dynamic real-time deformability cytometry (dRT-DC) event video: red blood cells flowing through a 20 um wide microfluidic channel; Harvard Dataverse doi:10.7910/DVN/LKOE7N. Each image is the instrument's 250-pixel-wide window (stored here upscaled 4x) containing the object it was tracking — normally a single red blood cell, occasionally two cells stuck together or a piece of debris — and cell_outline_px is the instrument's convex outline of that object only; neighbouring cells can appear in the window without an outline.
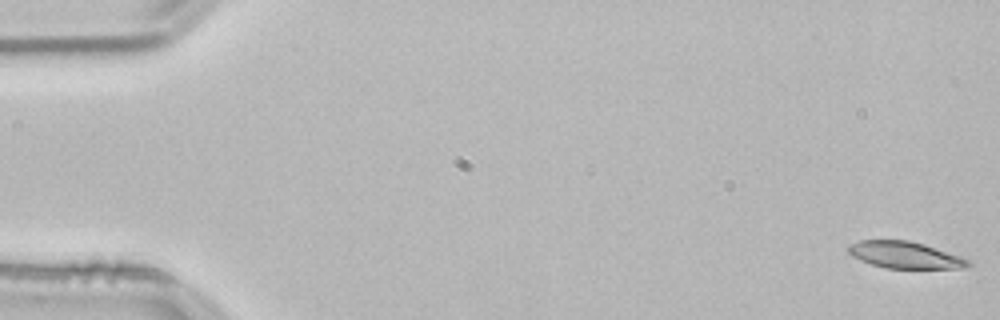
{"species": "common noctule bat (a hibernating species)", "species_latin": "Nyctalus noctula", "temperature_condition": "room temperature", "stored_images_in_passage": 54, "camera_frame_rate_fps": 3000, "um_per_image_px": 0.085, "animal": {"sex": "male", "body_mass_g": 21.5, "forearm_length_mm": 52.0}, "frame": {"image": 1, "passage_image": 1, "time_ms": 0.0, "image_size_px": [1000, 320], "cell_outline_px": [[972, 264], [968, 268], [884, 268], [860, 260], [852, 256], [848, 252], [848, 244], [860, 240], [908, 240], [924, 244], [972, 260]], "centroid_in_image_um": [76.94, 21.67], "position_along_channel_um": 8.1, "area_um2": 18.79}}
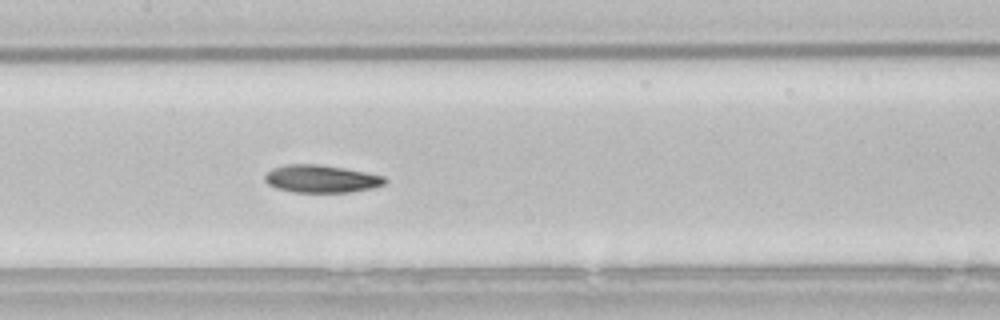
{"frame": {"image": 2, "passage_image": 26, "time_ms": 8.333, "image_size_px": [1000, 320], "cell_outline_px": [[388, 180], [384, 184], [372, 188], [352, 192], [292, 192], [276, 188], [268, 184], [264, 180], [264, 176], [272, 168], [284, 164], [320, 164], [344, 168], [384, 176]], "centroid_in_image_um": [27.28, 15.2], "position_along_channel_um": 180.1, "area_um2": 19.42}}
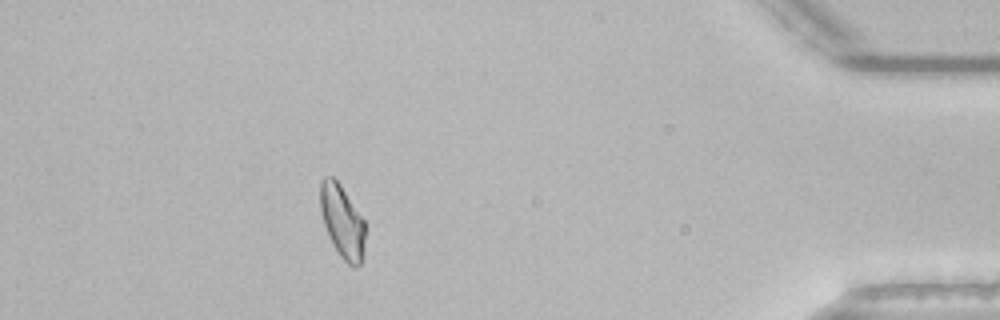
{"frame": {"image": 3, "passage_image": 48, "time_ms": 15.667, "image_size_px": [1000, 320], "cell_outline_px": [[364, 256], [360, 264], [356, 268], [352, 268], [340, 256], [332, 244], [328, 236], [324, 224], [320, 208], [320, 180], [324, 176], [332, 176], [340, 184], [364, 220]], "centroid_in_image_um": [29.08, 18.85], "position_along_channel_um": 406.1, "area_um2": 19.19}, "authors_computed_cell_mechanics": {"area_um2": 19.4497, "velocity_mm_per_s": 3.7974, "shape_relaxation_time_tau1_ms": 7.882, "shape_relaxation_time_tau2_ms": 6.5142, "deformation_change_tau1": 0.185, "deformation_change_tau2": 0.146}}